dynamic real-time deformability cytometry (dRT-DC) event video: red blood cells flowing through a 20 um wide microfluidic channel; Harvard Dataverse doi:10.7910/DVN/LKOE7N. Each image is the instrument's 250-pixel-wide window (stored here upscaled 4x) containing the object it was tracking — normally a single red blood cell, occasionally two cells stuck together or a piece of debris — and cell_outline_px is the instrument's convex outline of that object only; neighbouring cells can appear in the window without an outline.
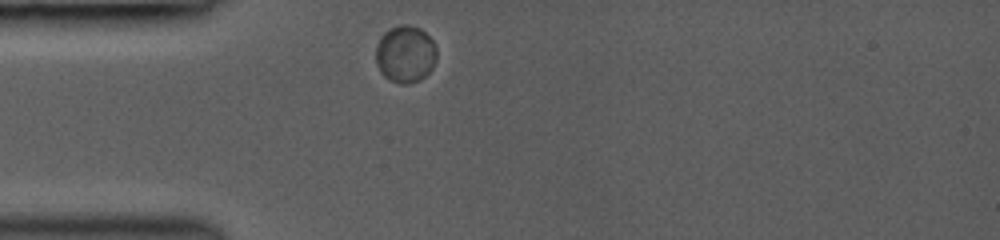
{"species": "common noctule bat (a hibernating species)", "species_latin": "Nyctalus noctula", "temperature_condition": "room temperature", "stored_images_in_passage": 3, "camera_frame_rate_fps": 3000, "um_per_image_px": 0.085, "animal": {"sex": "female", "body_mass_g": 19.0, "forearm_length_mm": 53.3}, "frame": {"image": 1, "passage_image": 1, "time_ms": 0.0, "image_size_px": [1000, 240], "cell_outline_px": [[436, 60], [432, 68], [420, 80], [408, 84], [400, 84], [384, 76], [380, 72], [376, 64], [376, 44], [380, 36], [388, 28], [400, 24], [408, 24], [420, 28], [432, 40], [436, 48]], "centroid_in_image_um": [34.43, 4.58], "position_along_channel_um": 50.6, "area_um2": 20.46}}
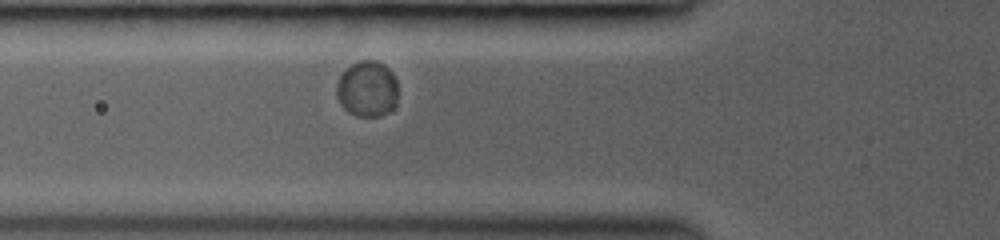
{"frame": {"image": 2, "passage_image": 3, "time_ms": 1.333, "image_size_px": [1000, 240], "cell_outline_px": [[396, 100], [392, 108], [388, 112], [380, 116], [356, 116], [348, 112], [340, 104], [336, 96], [336, 84], [340, 76], [352, 64], [360, 60], [376, 60], [384, 64], [392, 72], [396, 80]], "centroid_in_image_um": [31.19, 7.56], "position_along_channel_um": 94.6, "area_um2": 20.0}}